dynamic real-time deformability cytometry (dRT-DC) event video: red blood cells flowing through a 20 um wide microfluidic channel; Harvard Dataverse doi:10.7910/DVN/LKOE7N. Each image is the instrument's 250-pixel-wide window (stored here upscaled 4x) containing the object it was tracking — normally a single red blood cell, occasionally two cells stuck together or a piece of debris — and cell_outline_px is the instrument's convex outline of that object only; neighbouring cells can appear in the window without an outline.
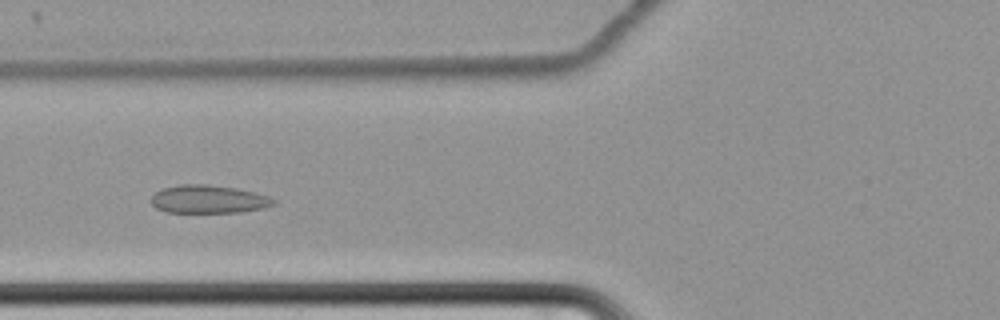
{"species": "common noctule bat (a hibernating species)", "species_latin": "Nyctalus noctula", "temperature_condition": "cold", "stored_images_in_passage": 61, "camera_frame_rate_fps": 3000, "um_per_image_px": 0.085, "animal": {"sex": "female", "body_mass_g": 22.7, "forearm_length_mm": 54.2}, "frame": {"image": 1, "passage_image": 25, "time_ms": 8.0, "image_size_px": [1000, 320], "cell_outline_px": [[276, 204], [264, 208], [240, 212], [164, 212], [156, 208], [152, 204], [152, 196], [160, 188], [180, 184], [208, 184], [236, 188], [256, 192], [268, 196], [276, 200]], "centroid_in_image_um": [17.73, 16.93], "position_along_channel_um": 108.1, "area_um2": 20.23}}
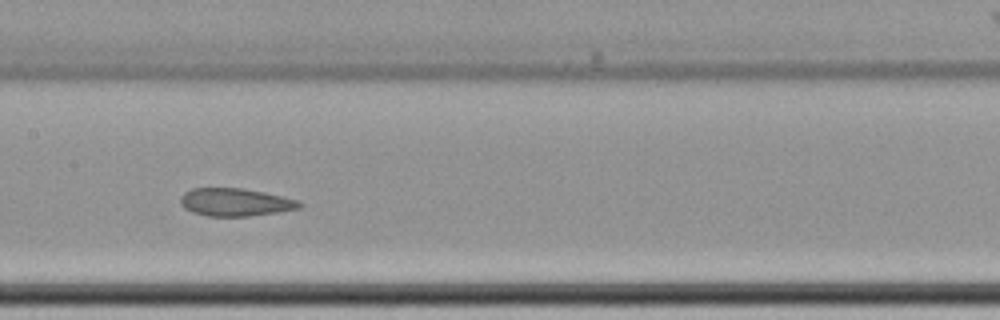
{"frame": {"image": 2, "passage_image": 32, "time_ms": 10.333, "image_size_px": [1000, 320], "cell_outline_px": [[304, 204], [300, 208], [276, 212], [248, 216], [208, 216], [192, 212], [184, 208], [180, 204], [180, 196], [184, 192], [192, 188], [244, 188], [264, 192], [300, 200]], "centroid_in_image_um": [19.99, 17.18], "position_along_channel_um": 187.4, "area_um2": 19.42}}
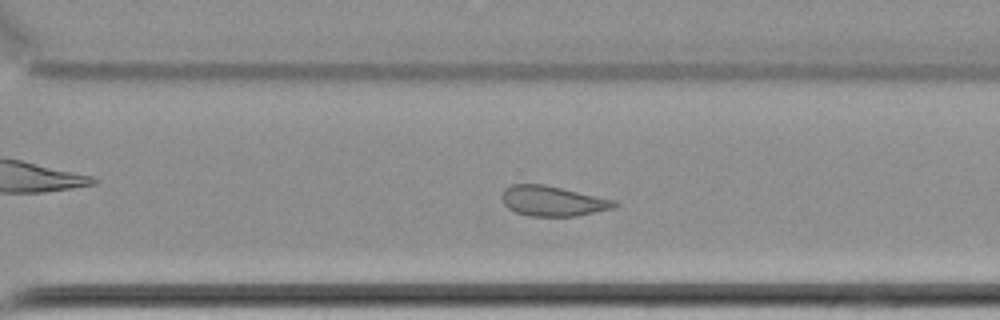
{"frame": {"image": 3, "passage_image": 44, "time_ms": 14.333, "image_size_px": [1000, 320], "cell_outline_px": [[620, 204], [612, 208], [576, 216], [528, 216], [516, 212], [508, 208], [504, 204], [500, 196], [504, 188], [512, 184], [544, 184], [616, 200]], "centroid_in_image_um": [46.95, 17.08], "position_along_channel_um": 323.6, "area_um2": 19.83}, "authors_computed_cell_mechanics": {"area_um2": 22.3686, "velocity_mm_per_s": 3.401, "shape_relaxation_time_tau1_ms": null, "shape_relaxation_time_tau2_ms": 5.7049, "deformation_change_tau1": null, "deformation_change_tau2": 0.0904}}